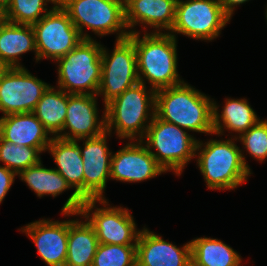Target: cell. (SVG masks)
<instances>
[{"mask_svg":"<svg viewBox=\"0 0 267 266\" xmlns=\"http://www.w3.org/2000/svg\"><path fill=\"white\" fill-rule=\"evenodd\" d=\"M101 52L102 45L93 39H82L73 50L58 58V87L68 94L97 95L101 83Z\"/></svg>","mask_w":267,"mask_h":266,"instance_id":"obj_5","label":"cell"},{"mask_svg":"<svg viewBox=\"0 0 267 266\" xmlns=\"http://www.w3.org/2000/svg\"><path fill=\"white\" fill-rule=\"evenodd\" d=\"M143 141L129 142L112 155L110 178L123 182H140L154 178L165 170L158 164Z\"/></svg>","mask_w":267,"mask_h":266,"instance_id":"obj_16","label":"cell"},{"mask_svg":"<svg viewBox=\"0 0 267 266\" xmlns=\"http://www.w3.org/2000/svg\"><path fill=\"white\" fill-rule=\"evenodd\" d=\"M54 157L57 170L75 191L62 207L64 215H80L83 200V161L77 140L52 137L47 147Z\"/></svg>","mask_w":267,"mask_h":266,"instance_id":"obj_13","label":"cell"},{"mask_svg":"<svg viewBox=\"0 0 267 266\" xmlns=\"http://www.w3.org/2000/svg\"><path fill=\"white\" fill-rule=\"evenodd\" d=\"M8 67L5 66L4 64L0 63V79L2 77V75L4 74L5 70L7 69Z\"/></svg>","mask_w":267,"mask_h":266,"instance_id":"obj_34","label":"cell"},{"mask_svg":"<svg viewBox=\"0 0 267 266\" xmlns=\"http://www.w3.org/2000/svg\"><path fill=\"white\" fill-rule=\"evenodd\" d=\"M48 87L24 67L7 68L0 79V111L3 116L33 112Z\"/></svg>","mask_w":267,"mask_h":266,"instance_id":"obj_12","label":"cell"},{"mask_svg":"<svg viewBox=\"0 0 267 266\" xmlns=\"http://www.w3.org/2000/svg\"><path fill=\"white\" fill-rule=\"evenodd\" d=\"M231 18L224 12L219 0H179L176 2L174 33L188 37L213 40Z\"/></svg>","mask_w":267,"mask_h":266,"instance_id":"obj_8","label":"cell"},{"mask_svg":"<svg viewBox=\"0 0 267 266\" xmlns=\"http://www.w3.org/2000/svg\"><path fill=\"white\" fill-rule=\"evenodd\" d=\"M58 3L67 12L82 39H91L88 34H83V27L100 36L119 31L116 40L130 35L124 30L127 28L124 0H58Z\"/></svg>","mask_w":267,"mask_h":266,"instance_id":"obj_6","label":"cell"},{"mask_svg":"<svg viewBox=\"0 0 267 266\" xmlns=\"http://www.w3.org/2000/svg\"><path fill=\"white\" fill-rule=\"evenodd\" d=\"M146 88L145 84L138 82L105 105L106 131L109 134L115 128L120 138H129L132 141L139 136V140L143 141L155 115L156 91L150 89L147 92ZM149 110L152 111L151 114Z\"/></svg>","mask_w":267,"mask_h":266,"instance_id":"obj_4","label":"cell"},{"mask_svg":"<svg viewBox=\"0 0 267 266\" xmlns=\"http://www.w3.org/2000/svg\"><path fill=\"white\" fill-rule=\"evenodd\" d=\"M202 146L203 143L198 140L196 151L200 149V152L197 163L208 189H235L247 181L250 167L242 150L231 139L210 140L205 147Z\"/></svg>","mask_w":267,"mask_h":266,"instance_id":"obj_3","label":"cell"},{"mask_svg":"<svg viewBox=\"0 0 267 266\" xmlns=\"http://www.w3.org/2000/svg\"><path fill=\"white\" fill-rule=\"evenodd\" d=\"M155 115L188 131L214 134L213 101L184 82L156 91Z\"/></svg>","mask_w":267,"mask_h":266,"instance_id":"obj_1","label":"cell"},{"mask_svg":"<svg viewBox=\"0 0 267 266\" xmlns=\"http://www.w3.org/2000/svg\"><path fill=\"white\" fill-rule=\"evenodd\" d=\"M248 0H219L222 8L224 9V12L231 18L234 7L237 5H240L242 3H245Z\"/></svg>","mask_w":267,"mask_h":266,"instance_id":"obj_32","label":"cell"},{"mask_svg":"<svg viewBox=\"0 0 267 266\" xmlns=\"http://www.w3.org/2000/svg\"><path fill=\"white\" fill-rule=\"evenodd\" d=\"M33 112L8 114L0 118V137L20 146L46 151L52 137Z\"/></svg>","mask_w":267,"mask_h":266,"instance_id":"obj_19","label":"cell"},{"mask_svg":"<svg viewBox=\"0 0 267 266\" xmlns=\"http://www.w3.org/2000/svg\"><path fill=\"white\" fill-rule=\"evenodd\" d=\"M12 0H0V15L2 16L9 8Z\"/></svg>","mask_w":267,"mask_h":266,"instance_id":"obj_33","label":"cell"},{"mask_svg":"<svg viewBox=\"0 0 267 266\" xmlns=\"http://www.w3.org/2000/svg\"><path fill=\"white\" fill-rule=\"evenodd\" d=\"M101 62V83L97 95H103L106 105L139 82L134 43L129 38L117 40L111 55L102 47Z\"/></svg>","mask_w":267,"mask_h":266,"instance_id":"obj_10","label":"cell"},{"mask_svg":"<svg viewBox=\"0 0 267 266\" xmlns=\"http://www.w3.org/2000/svg\"><path fill=\"white\" fill-rule=\"evenodd\" d=\"M124 9L127 29L141 23L158 29V33L159 28L171 32L175 23V0H124Z\"/></svg>","mask_w":267,"mask_h":266,"instance_id":"obj_20","label":"cell"},{"mask_svg":"<svg viewBox=\"0 0 267 266\" xmlns=\"http://www.w3.org/2000/svg\"><path fill=\"white\" fill-rule=\"evenodd\" d=\"M35 38L36 60H57L73 50L82 37L67 12L59 3L32 25Z\"/></svg>","mask_w":267,"mask_h":266,"instance_id":"obj_9","label":"cell"},{"mask_svg":"<svg viewBox=\"0 0 267 266\" xmlns=\"http://www.w3.org/2000/svg\"><path fill=\"white\" fill-rule=\"evenodd\" d=\"M239 138L253 158L261 162L267 158V120H260Z\"/></svg>","mask_w":267,"mask_h":266,"instance_id":"obj_30","label":"cell"},{"mask_svg":"<svg viewBox=\"0 0 267 266\" xmlns=\"http://www.w3.org/2000/svg\"><path fill=\"white\" fill-rule=\"evenodd\" d=\"M247 102L246 99H227L221 114H219L218 107L213 101L214 134L221 135L223 133V127H225L228 130L238 132L239 135H242L257 124L260 119L257 118L255 111Z\"/></svg>","mask_w":267,"mask_h":266,"instance_id":"obj_23","label":"cell"},{"mask_svg":"<svg viewBox=\"0 0 267 266\" xmlns=\"http://www.w3.org/2000/svg\"><path fill=\"white\" fill-rule=\"evenodd\" d=\"M36 54L32 25L17 24L0 19V63L8 68L22 67L19 56L28 51Z\"/></svg>","mask_w":267,"mask_h":266,"instance_id":"obj_21","label":"cell"},{"mask_svg":"<svg viewBox=\"0 0 267 266\" xmlns=\"http://www.w3.org/2000/svg\"><path fill=\"white\" fill-rule=\"evenodd\" d=\"M146 147L165 172L173 170L177 175L185 165L195 157L198 140L189 135L185 129L168 123L156 115L149 124L146 134ZM157 152H153L152 149Z\"/></svg>","mask_w":267,"mask_h":266,"instance_id":"obj_7","label":"cell"},{"mask_svg":"<svg viewBox=\"0 0 267 266\" xmlns=\"http://www.w3.org/2000/svg\"><path fill=\"white\" fill-rule=\"evenodd\" d=\"M92 266H137L136 245L99 243Z\"/></svg>","mask_w":267,"mask_h":266,"instance_id":"obj_29","label":"cell"},{"mask_svg":"<svg viewBox=\"0 0 267 266\" xmlns=\"http://www.w3.org/2000/svg\"><path fill=\"white\" fill-rule=\"evenodd\" d=\"M95 98L96 95L68 94L66 117L62 131L69 129L70 132L58 134L56 137L79 141L80 139L97 137L105 132V111L103 119L99 121Z\"/></svg>","mask_w":267,"mask_h":266,"instance_id":"obj_15","label":"cell"},{"mask_svg":"<svg viewBox=\"0 0 267 266\" xmlns=\"http://www.w3.org/2000/svg\"><path fill=\"white\" fill-rule=\"evenodd\" d=\"M36 245L41 259L49 266H65L68 221L39 220L22 228Z\"/></svg>","mask_w":267,"mask_h":266,"instance_id":"obj_17","label":"cell"},{"mask_svg":"<svg viewBox=\"0 0 267 266\" xmlns=\"http://www.w3.org/2000/svg\"><path fill=\"white\" fill-rule=\"evenodd\" d=\"M191 266H240L237 252L221 240L201 237L190 241Z\"/></svg>","mask_w":267,"mask_h":266,"instance_id":"obj_24","label":"cell"},{"mask_svg":"<svg viewBox=\"0 0 267 266\" xmlns=\"http://www.w3.org/2000/svg\"><path fill=\"white\" fill-rule=\"evenodd\" d=\"M40 153L37 148L16 145L0 137V161L16 174L38 164L41 161Z\"/></svg>","mask_w":267,"mask_h":266,"instance_id":"obj_27","label":"cell"},{"mask_svg":"<svg viewBox=\"0 0 267 266\" xmlns=\"http://www.w3.org/2000/svg\"><path fill=\"white\" fill-rule=\"evenodd\" d=\"M17 175H20L21 180L25 181L38 197L47 194L55 197L71 188L57 170L44 168L41 161L20 171Z\"/></svg>","mask_w":267,"mask_h":266,"instance_id":"obj_26","label":"cell"},{"mask_svg":"<svg viewBox=\"0 0 267 266\" xmlns=\"http://www.w3.org/2000/svg\"><path fill=\"white\" fill-rule=\"evenodd\" d=\"M16 175L15 172L9 170L5 166H0V203L5 198Z\"/></svg>","mask_w":267,"mask_h":266,"instance_id":"obj_31","label":"cell"},{"mask_svg":"<svg viewBox=\"0 0 267 266\" xmlns=\"http://www.w3.org/2000/svg\"><path fill=\"white\" fill-rule=\"evenodd\" d=\"M46 2L56 5L58 0H12L2 18L17 24L33 25L49 12L47 8H44Z\"/></svg>","mask_w":267,"mask_h":266,"instance_id":"obj_28","label":"cell"},{"mask_svg":"<svg viewBox=\"0 0 267 266\" xmlns=\"http://www.w3.org/2000/svg\"><path fill=\"white\" fill-rule=\"evenodd\" d=\"M67 104L68 93L60 88L55 90L54 87L49 86L33 110L44 128L54 137L62 133Z\"/></svg>","mask_w":267,"mask_h":266,"instance_id":"obj_25","label":"cell"},{"mask_svg":"<svg viewBox=\"0 0 267 266\" xmlns=\"http://www.w3.org/2000/svg\"><path fill=\"white\" fill-rule=\"evenodd\" d=\"M107 131L93 138L80 139L84 148L80 146L83 161V200L104 199L103 192L106 181L110 178L112 152L107 146Z\"/></svg>","mask_w":267,"mask_h":266,"instance_id":"obj_14","label":"cell"},{"mask_svg":"<svg viewBox=\"0 0 267 266\" xmlns=\"http://www.w3.org/2000/svg\"><path fill=\"white\" fill-rule=\"evenodd\" d=\"M129 39L134 43L137 57L139 82L145 84L148 79L155 91L177 86L184 81L177 73V43L170 32L146 33L140 39V33L129 30ZM141 74L143 76H141Z\"/></svg>","mask_w":267,"mask_h":266,"instance_id":"obj_2","label":"cell"},{"mask_svg":"<svg viewBox=\"0 0 267 266\" xmlns=\"http://www.w3.org/2000/svg\"><path fill=\"white\" fill-rule=\"evenodd\" d=\"M137 266H191V245L181 249L144 228L136 244Z\"/></svg>","mask_w":267,"mask_h":266,"instance_id":"obj_18","label":"cell"},{"mask_svg":"<svg viewBox=\"0 0 267 266\" xmlns=\"http://www.w3.org/2000/svg\"><path fill=\"white\" fill-rule=\"evenodd\" d=\"M98 245L97 235L87 220H68L65 266H92Z\"/></svg>","mask_w":267,"mask_h":266,"instance_id":"obj_22","label":"cell"},{"mask_svg":"<svg viewBox=\"0 0 267 266\" xmlns=\"http://www.w3.org/2000/svg\"><path fill=\"white\" fill-rule=\"evenodd\" d=\"M97 202L105 207L96 208L90 214ZM107 203L105 198L84 200L79 213L93 227L100 244L136 245L141 231H136V224L128 209L106 207Z\"/></svg>","mask_w":267,"mask_h":266,"instance_id":"obj_11","label":"cell"}]
</instances>
